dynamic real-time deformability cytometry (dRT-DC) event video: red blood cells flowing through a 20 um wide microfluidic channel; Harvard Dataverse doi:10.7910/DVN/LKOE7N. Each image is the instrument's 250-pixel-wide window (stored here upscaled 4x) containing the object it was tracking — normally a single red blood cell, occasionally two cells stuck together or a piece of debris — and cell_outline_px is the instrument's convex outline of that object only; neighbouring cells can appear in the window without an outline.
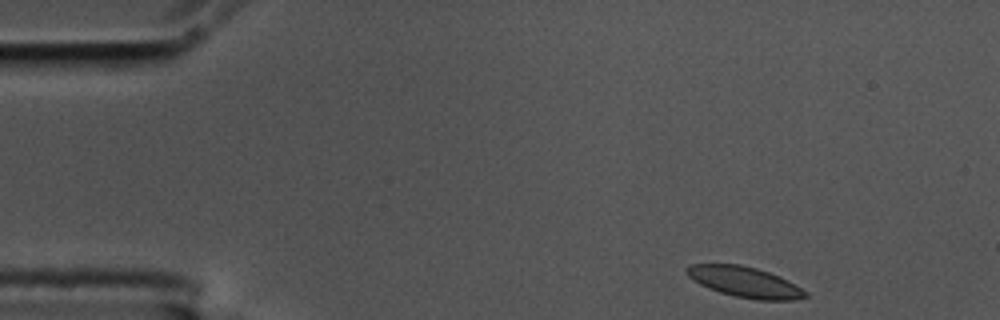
{"species": "common noctule bat (a hibernating species)", "species_latin": "Nyctalus noctula", "temperature_condition": "cold", "stored_images_in_passage": 51, "camera_frame_rate_fps": 3000, "um_per_image_px": 0.085, "animal": {"sex": "male", "body_mass_g": 17.5, "forearm_length_mm": 52.3}, "frame": {"image": 1, "passage_image": 1, "time_ms": 0.0, "image_size_px": [1000, 320], "cell_outline_px": [[808, 296], [792, 300], [760, 300], [736, 296], [720, 292], [708, 288], [700, 284], [688, 276], [684, 272], [684, 268], [692, 264], [740, 264], [756, 268], [780, 276], [796, 284], [808, 292]], "centroid_in_image_um": [63.31, 23.96], "position_along_channel_um": 21.7, "area_um2": 21.15}}
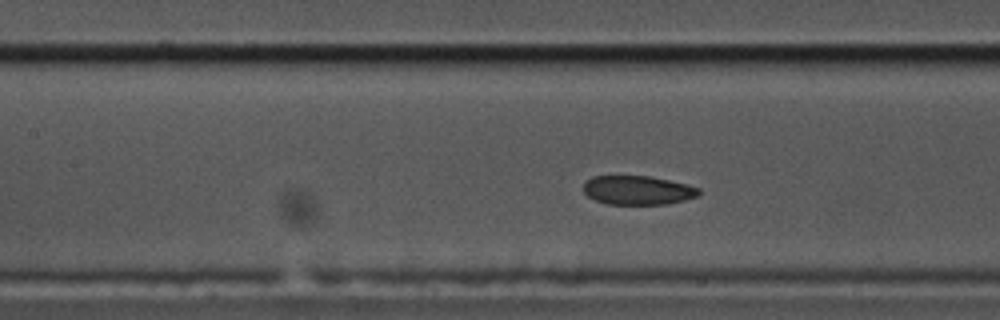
{"frame": {"image": 2, "passage_image": 19, "time_ms": 6.0, "image_size_px": [1000, 320], "cell_outline_px": [[700, 192], [696, 196], [684, 200], [668, 204], [608, 204], [596, 200], [588, 196], [584, 192], [584, 184], [592, 176], [648, 176], [668, 180], [700, 188]], "centroid_in_image_um": [54.2, 16.17], "position_along_channel_um": 153.2, "area_um2": 19.25}}
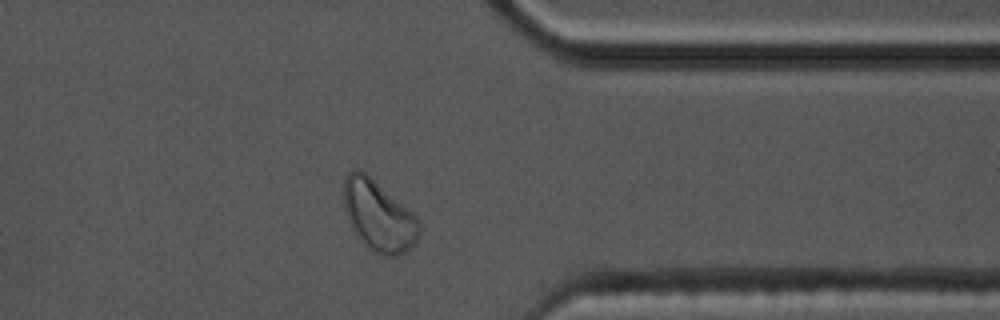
{"frame": {"image": 3, "passage_image": 39, "time_ms": 12.667, "image_size_px": [1000, 320], "cell_outline_px": [[420, 232], [416, 240], [404, 252], [396, 256], [384, 256], [376, 252], [360, 240], [356, 236], [344, 212], [344, 180], [348, 172], [356, 168], [364, 172], [416, 216], [420, 224]], "centroid_in_image_um": [32.15, 18.35], "position_along_channel_um": 379.3, "area_um2": 30.46}, "authors_computed_cell_mechanics": {"area_um2": 21.4438, "velocity_mm_per_s": 3.514, "shape_relaxation_time_tau1_ms": null, "shape_relaxation_time_tau2_ms": 9.7203, "deformation_change_tau1": null, "deformation_change_tau2": 0.1317}}